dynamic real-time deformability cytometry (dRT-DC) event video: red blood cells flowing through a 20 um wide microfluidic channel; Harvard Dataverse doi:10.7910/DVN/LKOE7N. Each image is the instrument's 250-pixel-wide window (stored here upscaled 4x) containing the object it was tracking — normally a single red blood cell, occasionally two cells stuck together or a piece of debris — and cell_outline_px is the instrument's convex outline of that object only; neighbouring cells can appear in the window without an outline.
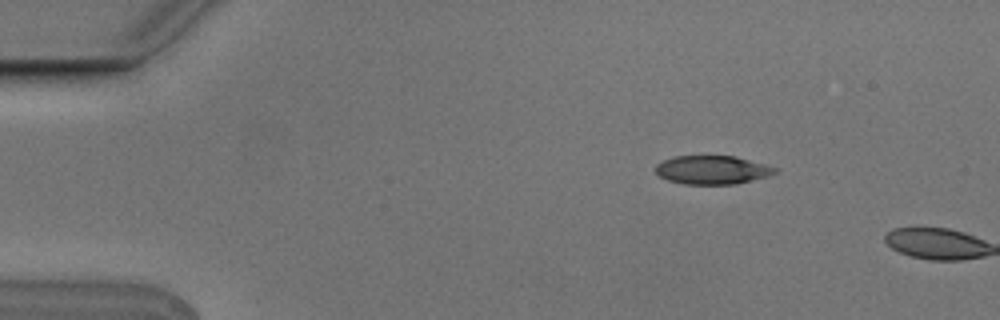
{"species": "Egyptian fruit bat (a non-hibernating species)", "species_latin": "Rousettus aegyptiacus", "temperature_condition": "cold", "stored_images_in_passage": 2, "camera_frame_rate_fps": 3000, "um_per_image_px": 0.085, "animal": {"sex": "male"}, "frame": {"image": 1, "passage_image": 1, "time_ms": 0.0, "image_size_px": [1000, 320], "cell_outline_px": [[776, 172], [768, 176], [736, 184], [684, 184], [668, 180], [660, 176], [656, 172], [656, 164], [672, 156], [736, 156], [764, 164], [776, 168]], "centroid_in_image_um": [60.52, 14.44], "position_along_channel_um": 24.5, "area_um2": 19.77}}